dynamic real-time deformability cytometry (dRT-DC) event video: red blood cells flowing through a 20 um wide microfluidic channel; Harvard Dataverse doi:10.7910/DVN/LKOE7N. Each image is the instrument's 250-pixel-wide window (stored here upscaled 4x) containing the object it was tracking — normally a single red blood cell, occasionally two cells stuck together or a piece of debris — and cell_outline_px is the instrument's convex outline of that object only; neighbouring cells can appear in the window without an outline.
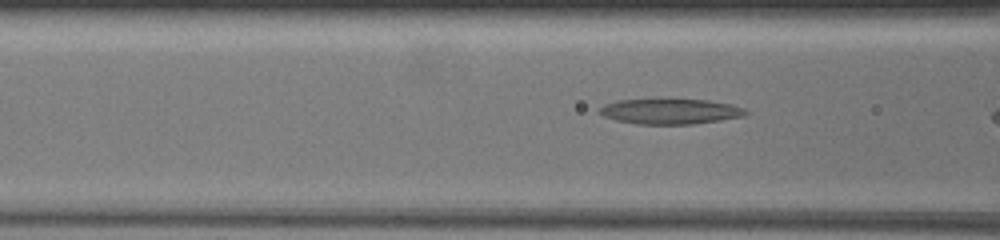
{"species": "common noctule bat (a hibernating species)", "species_latin": "Nyctalus noctula", "temperature_condition": "warm", "stored_images_in_passage": 40, "camera_frame_rate_fps": 3000, "um_per_image_px": 0.085, "animal": {"sex": "female", "body_mass_g": 19.5, "forearm_length_mm": 54.1}, "frame": {"image": 1, "passage_image": 21, "time_ms": 6.0, "image_size_px": [1000, 240], "cell_outline_px": [[748, 112], [744, 116], [720, 120], [692, 124], [636, 124], [616, 120], [604, 116], [596, 112], [596, 108], [604, 104], [620, 100], [708, 100], [728, 104], [744, 108]], "centroid_in_image_um": [56.91, 9.48], "position_along_channel_um": 109.7, "area_um2": 21.39}}
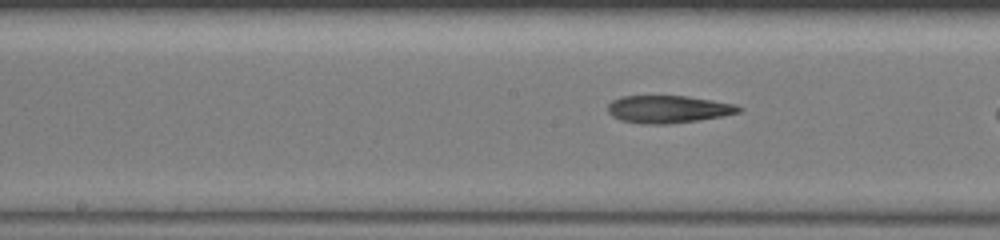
{"frame": {"image": 2, "passage_image": 29, "time_ms": 8.0, "image_size_px": [1000, 240], "cell_outline_px": [[744, 108], [740, 112], [724, 116], [700, 120], [668, 124], [640, 124], [620, 120], [612, 116], [608, 112], [608, 104], [612, 100], [624, 96], [684, 96], [712, 100], [732, 104]], "centroid_in_image_um": [56.79, 9.29], "position_along_channel_um": 191.4, "area_um2": 21.04}}
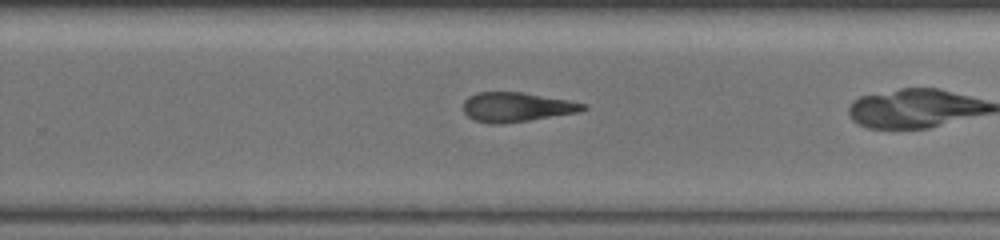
{"frame": {"image": 3, "passage_image": 36, "time_ms": 10.333, "image_size_px": [1000, 240], "cell_outline_px": [[588, 108], [580, 112], [528, 120], [500, 124], [488, 124], [472, 120], [464, 112], [464, 100], [468, 96], [480, 92], [520, 92], [564, 100], [584, 104]], "centroid_in_image_um": [43.84, 9.11], "position_along_channel_um": 286.0, "area_um2": 20.29}}